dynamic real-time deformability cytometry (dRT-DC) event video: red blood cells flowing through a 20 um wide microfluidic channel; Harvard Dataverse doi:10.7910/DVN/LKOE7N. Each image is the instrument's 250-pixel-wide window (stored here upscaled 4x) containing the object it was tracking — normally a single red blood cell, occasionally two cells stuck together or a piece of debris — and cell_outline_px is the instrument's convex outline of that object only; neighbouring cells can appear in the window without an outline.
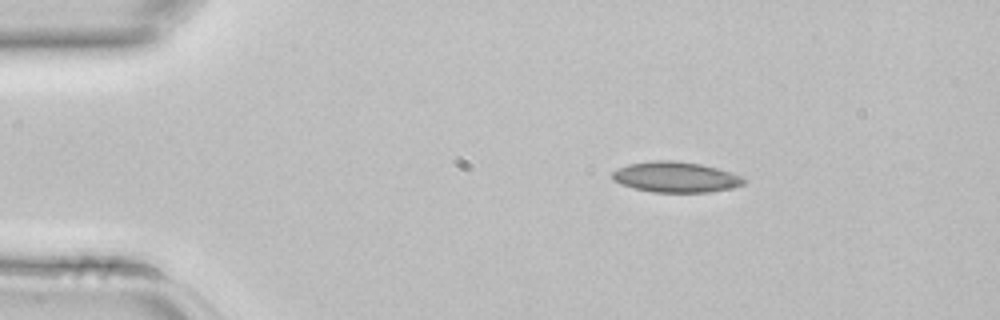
{"species": "common noctule bat (a hibernating species)", "species_latin": "Nyctalus noctula", "temperature_condition": "room temperature", "stored_images_in_passage": 3, "segment_of_instrument_passage": [1, 2], "camera_frame_rate_fps": 3000, "um_per_image_px": 0.085, "animal": {"sex": "female", "body_mass_g": 22.7, "forearm_length_mm": 54.2}, "frame": {"image": 1, "passage_image": 1, "time_ms": 0.0, "image_size_px": [1000, 320], "cell_outline_px": [[748, 180], [744, 184], [728, 188], [708, 192], [652, 192], [632, 188], [620, 184], [612, 180], [612, 172], [616, 168], [628, 164], [652, 160], [672, 160], [700, 164], [716, 168], [740, 176]], "centroid_in_image_um": [57.36, 15.05], "position_along_channel_um": 27.6, "area_um2": 23.41}}